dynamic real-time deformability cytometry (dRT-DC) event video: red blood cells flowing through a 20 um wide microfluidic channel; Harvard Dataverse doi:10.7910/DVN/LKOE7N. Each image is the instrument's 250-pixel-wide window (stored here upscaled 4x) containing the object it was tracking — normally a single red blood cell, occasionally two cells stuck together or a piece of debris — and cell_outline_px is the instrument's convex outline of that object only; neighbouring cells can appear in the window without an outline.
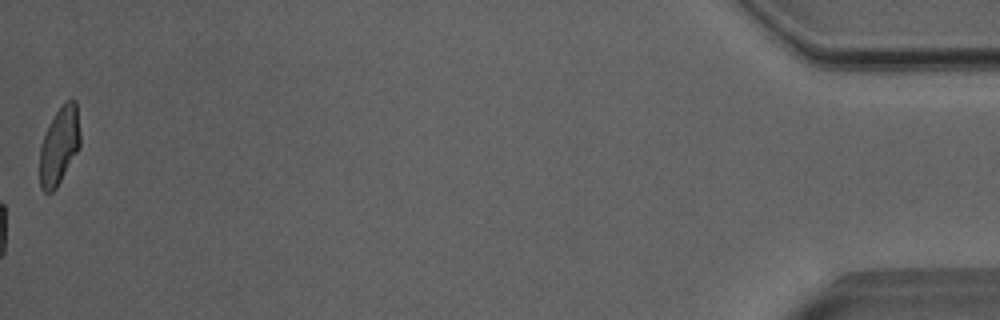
{"species": "Egyptian fruit bat (a non-hibernating species)", "species_latin": "Rousettus aegyptiacus", "temperature_condition": "room temperature", "stored_images_in_passage": 35, "camera_frame_rate_fps": 3000, "um_per_image_px": 0.085, "animal": {"sex": "male"}, "frame": {"image": 1, "passage_image": 35, "time_ms": 11.333, "image_size_px": [1000, 320], "cell_outline_px": [[80, 148], [56, 188], [52, 192], [44, 192], [40, 188], [40, 148], [48, 124], [56, 112], [68, 100], [76, 100], [80, 132]], "centroid_in_image_um": [5.05, 12.4], "position_along_channel_um": 430.2, "area_um2": 18.21}, "authors_computed_cell_mechanics": {"area_um2": 20.6924, "velocity_mm_per_s": 4.0125, "shape_relaxation_time_tau1_ms": 0.5934, "shape_relaxation_time_tau2_ms": 3.0918, "deformation_change_tau1": 0.2426, "deformation_change_tau2": 0.0865}}